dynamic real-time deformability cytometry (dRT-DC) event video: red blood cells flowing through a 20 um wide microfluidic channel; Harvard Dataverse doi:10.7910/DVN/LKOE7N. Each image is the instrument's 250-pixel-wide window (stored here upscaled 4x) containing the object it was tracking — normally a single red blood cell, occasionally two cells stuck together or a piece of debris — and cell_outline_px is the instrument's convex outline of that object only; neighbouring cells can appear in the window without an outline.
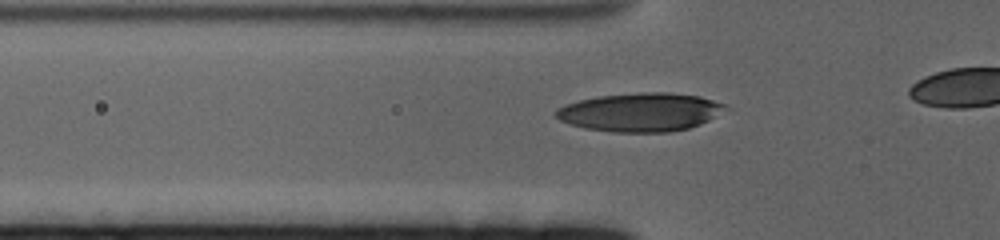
{"species": "human", "species_latin": "Homo sapiens", "temperature_condition": "cold", "stored_images_in_passage": 24, "camera_frame_rate_fps": 3000, "um_per_image_px": 0.085, "donor": {"sex": "female"}, "frame": {"image": 1, "passage_image": 17, "time_ms": 5.333, "image_size_px": [1000, 240], "cell_outline_px": [[728, 108], [708, 120], [700, 124], [688, 128], [668, 132], [612, 132], [584, 128], [560, 120], [552, 112], [556, 108], [564, 104], [580, 100], [600, 96], [640, 92], [668, 92], [700, 96], [728, 104]], "centroid_in_image_um": [54.43, 9.52], "position_along_channel_um": 71.4, "area_um2": 38.15}}
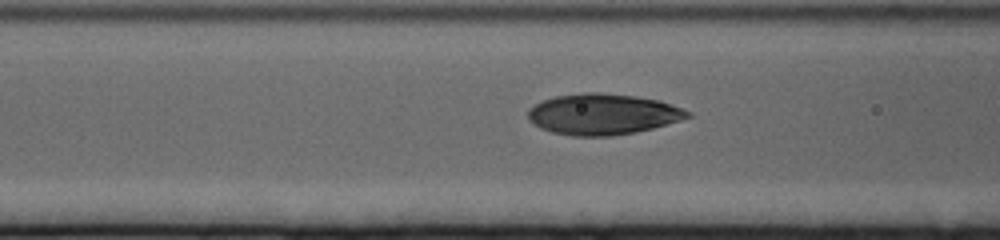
{"frame": {"image": 2, "passage_image": 21, "time_ms": 6.667, "image_size_px": [1000, 240], "cell_outline_px": [[692, 116], [680, 120], [652, 128], [636, 132], [612, 136], [572, 136], [552, 132], [540, 128], [528, 120], [528, 108], [544, 100], [556, 96], [588, 92], [600, 92], [636, 96], [660, 100], [692, 112]], "centroid_in_image_um": [51.24, 9.71], "position_along_channel_um": 115.4, "area_um2": 38.09}}